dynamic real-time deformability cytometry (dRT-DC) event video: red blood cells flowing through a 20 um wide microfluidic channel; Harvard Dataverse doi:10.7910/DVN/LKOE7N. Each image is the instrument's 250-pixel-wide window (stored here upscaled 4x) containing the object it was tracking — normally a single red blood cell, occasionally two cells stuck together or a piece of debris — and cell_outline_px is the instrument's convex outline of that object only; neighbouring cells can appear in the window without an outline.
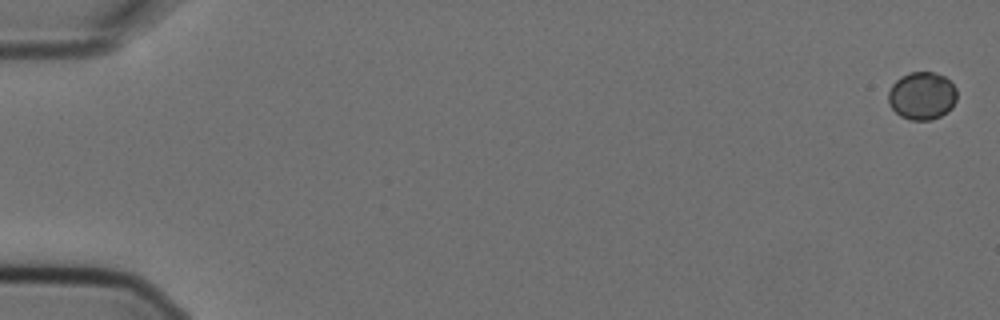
{"species": "Egyptian fruit bat (a non-hibernating species)", "species_latin": "Rousettus aegyptiacus", "temperature_condition": "cold", "stored_images_in_passage": 6, "camera_frame_rate_fps": 3000, "um_per_image_px": 0.085, "animal": {"sex": "female"}, "frame": {"image": 1, "passage_image": 1, "time_ms": 0.0, "image_size_px": [1000, 320], "cell_outline_px": [[956, 100], [952, 108], [948, 112], [932, 120], [912, 120], [900, 116], [888, 104], [888, 92], [892, 84], [900, 76], [908, 72], [932, 72], [944, 76], [956, 88]], "centroid_in_image_um": [78.36, 8.14], "position_along_channel_um": 6.6, "area_um2": 19.25}}
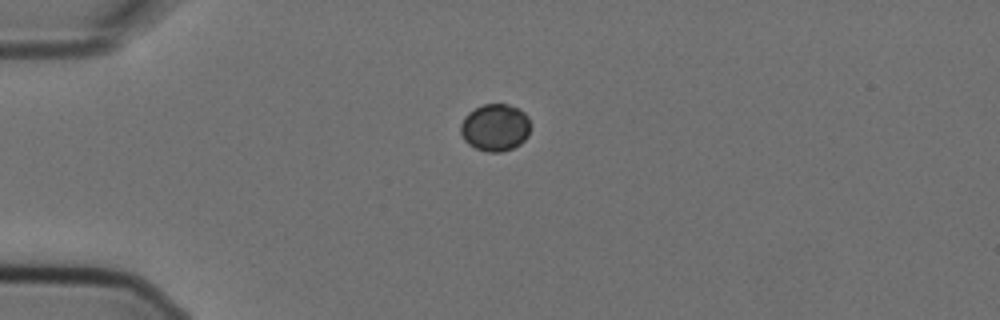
{"frame": {"image": 2, "passage_image": 4, "time_ms": 1.0, "image_size_px": [1000, 320], "cell_outline_px": [[528, 136], [520, 144], [512, 148], [500, 152], [488, 152], [476, 148], [468, 144], [464, 140], [460, 132], [460, 124], [464, 116], [468, 112], [484, 104], [508, 104], [524, 112], [528, 116]], "centroid_in_image_um": [42.05, 10.84], "position_along_channel_um": 42.9, "area_um2": 19.13}}
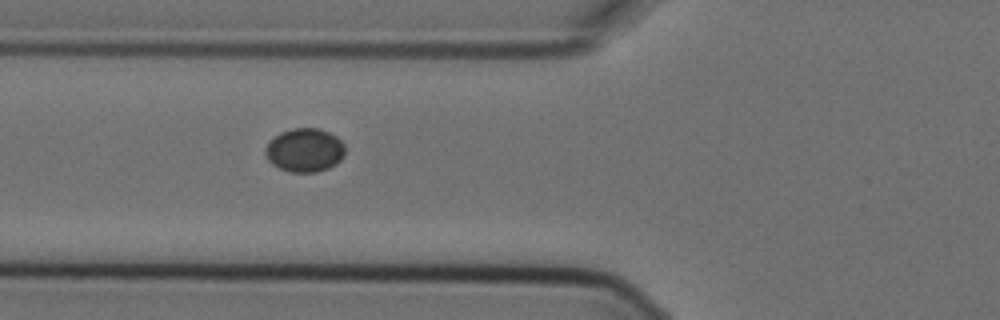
{"frame": {"image": 3, "passage_image": 6, "time_ms": 1.667, "image_size_px": [1000, 320], "cell_outline_px": [[344, 156], [336, 164], [328, 168], [316, 172], [288, 172], [272, 164], [268, 160], [264, 152], [264, 148], [280, 132], [292, 128], [320, 128], [336, 136], [344, 144]], "centroid_in_image_um": [25.9, 12.76], "position_along_channel_um": 99.9, "area_um2": 20.29}}